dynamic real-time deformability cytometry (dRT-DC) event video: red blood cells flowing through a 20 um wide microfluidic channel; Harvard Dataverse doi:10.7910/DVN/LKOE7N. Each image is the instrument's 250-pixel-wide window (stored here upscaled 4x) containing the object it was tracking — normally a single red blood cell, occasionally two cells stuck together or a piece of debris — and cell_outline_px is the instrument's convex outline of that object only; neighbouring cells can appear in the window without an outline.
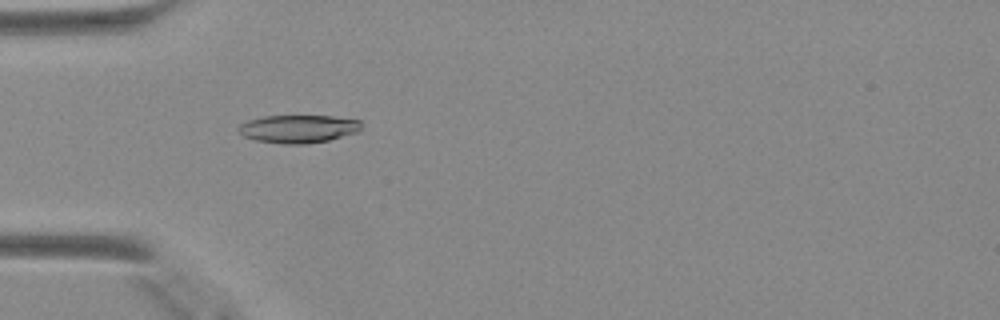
{"species": "Egyptian fruit bat (a non-hibernating species)", "species_latin": "Rousettus aegyptiacus", "temperature_condition": "warm", "stored_images_in_passage": 44, "camera_frame_rate_fps": 3000, "um_per_image_px": 0.085, "animal": {"sex": "female"}, "frame": {"image": 1, "passage_image": 11, "time_ms": 3.333, "image_size_px": [1000, 320], "cell_outline_px": [[360, 128], [356, 132], [328, 140], [304, 144], [280, 144], [256, 140], [244, 136], [236, 128], [240, 124], [248, 120], [264, 116], [332, 116], [360, 120]], "centroid_in_image_um": [25.31, 10.95], "position_along_channel_um": 59.7, "area_um2": 19.88}}
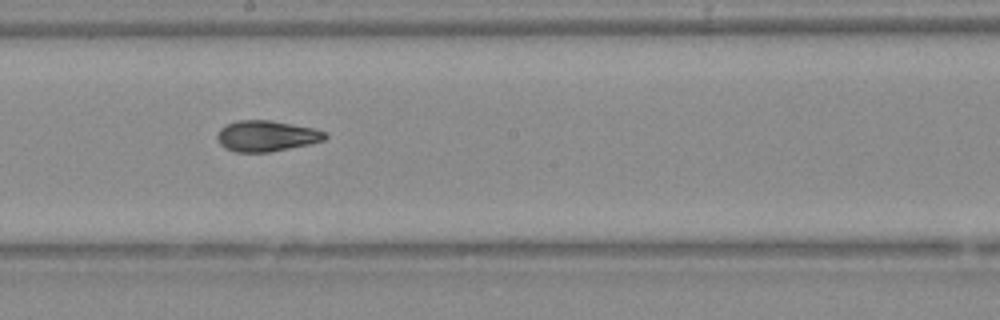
{"frame": {"image": 2, "passage_image": 23, "time_ms": 7.333, "image_size_px": [1000, 320], "cell_outline_px": [[328, 136], [324, 140], [308, 144], [268, 152], [236, 152], [224, 148], [220, 144], [216, 136], [220, 128], [236, 120], [268, 120], [312, 128], [324, 132]], "centroid_in_image_um": [22.59, 11.56], "position_along_channel_um": 225.6, "area_um2": 19.13}}
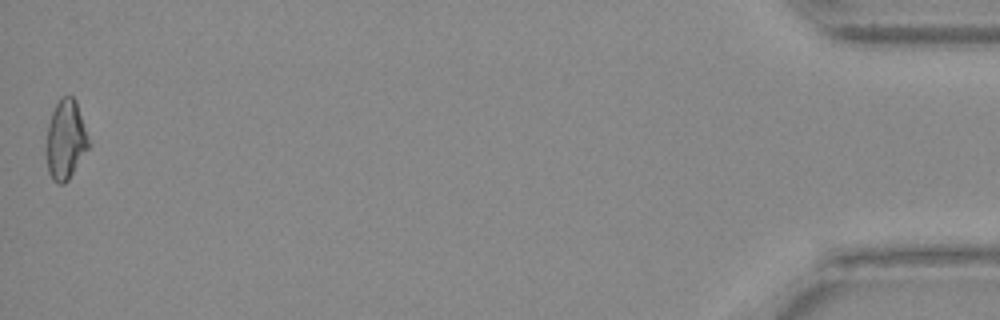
{"frame": {"image": 3, "passage_image": 44, "time_ms": 14.333, "image_size_px": [1000, 320], "cell_outline_px": [[92, 144], [68, 180], [64, 184], [56, 184], [52, 180], [48, 172], [48, 124], [52, 112], [60, 96], [72, 96], [76, 100]], "centroid_in_image_um": [5.63, 11.88], "position_along_channel_um": 429.6, "area_um2": 19.65}}